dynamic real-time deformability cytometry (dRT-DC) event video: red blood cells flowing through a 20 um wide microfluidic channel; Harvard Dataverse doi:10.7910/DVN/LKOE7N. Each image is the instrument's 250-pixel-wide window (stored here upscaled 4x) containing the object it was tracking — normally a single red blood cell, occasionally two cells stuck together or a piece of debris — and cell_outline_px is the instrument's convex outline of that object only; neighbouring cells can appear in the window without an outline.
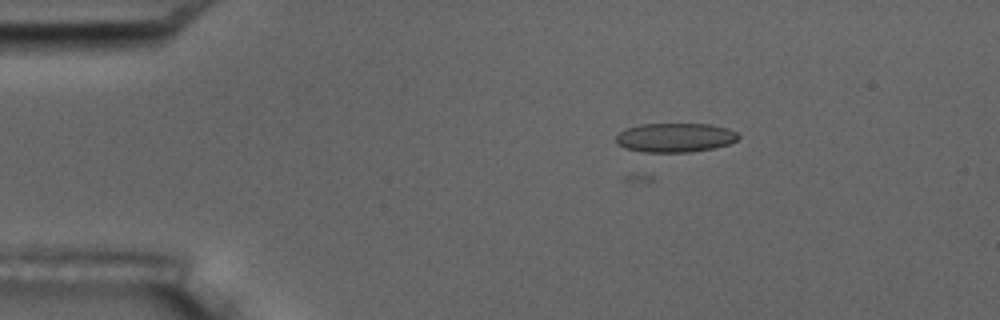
{"species": "common noctule bat (a hibernating species)", "species_latin": "Nyctalus noctula", "temperature_condition": "room temperature", "stored_images_in_passage": 6, "camera_frame_rate_fps": 3000, "um_per_image_px": 0.085, "animal": {"sex": "male", "body_mass_g": 17.5, "forearm_length_mm": 52.3}, "frame": {"image": 1, "passage_image": 4, "time_ms": 4.333, "image_size_px": [1000, 320], "cell_outline_px": [[740, 136], [736, 140], [728, 144], [712, 148], [692, 152], [640, 152], [624, 148], [616, 144], [616, 136], [624, 128], [640, 124], [708, 124], [728, 128], [736, 132]], "centroid_in_image_um": [57.34, 11.7], "position_along_channel_um": 27.7, "area_um2": 20.92}}